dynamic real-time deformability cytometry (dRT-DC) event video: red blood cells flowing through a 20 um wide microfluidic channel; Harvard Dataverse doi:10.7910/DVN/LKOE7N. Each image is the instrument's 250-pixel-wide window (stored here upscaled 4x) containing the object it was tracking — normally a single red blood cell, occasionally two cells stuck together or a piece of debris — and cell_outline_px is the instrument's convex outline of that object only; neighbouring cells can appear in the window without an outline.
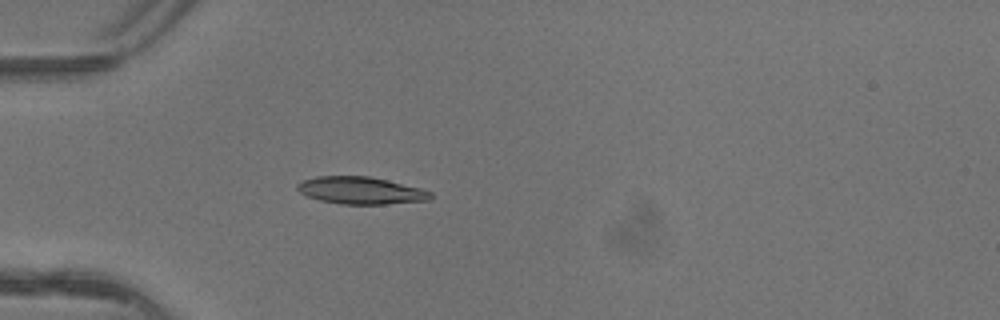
{"species": "common noctule bat (a hibernating species)", "species_latin": "Nyctalus noctula", "temperature_condition": "warm", "stored_images_in_passage": 1, "camera_frame_rate_fps": 3000, "um_per_image_px": 0.085, "animal": {"sex": "female"}, "frame": {"image": 1, "passage_image": 1, "time_ms": 0.0, "image_size_px": [1000, 320], "cell_outline_px": [[432, 196], [428, 200], [384, 204], [340, 204], [320, 200], [308, 196], [300, 192], [296, 188], [296, 184], [300, 180], [316, 176], [368, 176], [388, 180], [420, 188], [432, 192]], "centroid_in_image_um": [30.62, 16.18], "position_along_channel_um": 54.4, "area_um2": 21.15}}